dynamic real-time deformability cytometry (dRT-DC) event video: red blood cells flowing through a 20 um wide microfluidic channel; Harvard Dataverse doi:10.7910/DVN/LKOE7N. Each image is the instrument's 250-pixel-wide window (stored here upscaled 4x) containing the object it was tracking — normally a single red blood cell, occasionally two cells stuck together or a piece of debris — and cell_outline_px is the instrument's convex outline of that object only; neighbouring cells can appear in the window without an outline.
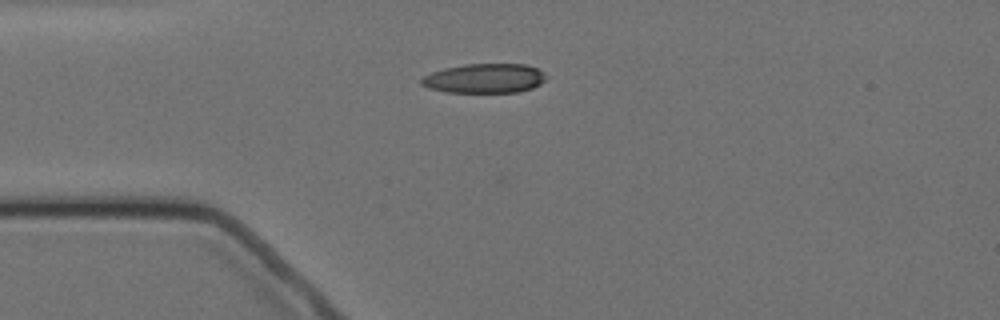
{"species": "Egyptian fruit bat (a non-hibernating species)", "species_latin": "Rousettus aegyptiacus", "temperature_condition": "cold", "stored_images_in_passage": 4, "camera_frame_rate_fps": 3000, "um_per_image_px": 0.085, "animal": {"sex": "female"}, "frame": {"image": 1, "passage_image": 1, "time_ms": 0.0, "image_size_px": [1000, 320], "cell_outline_px": [[548, 76], [540, 84], [532, 88], [516, 92], [448, 92], [428, 88], [420, 84], [420, 80], [424, 76], [432, 72], [444, 68], [464, 64], [524, 64], [536, 68], [544, 72]], "centroid_in_image_um": [41.18, 6.66], "position_along_channel_um": 43.8, "area_um2": 21.39}}
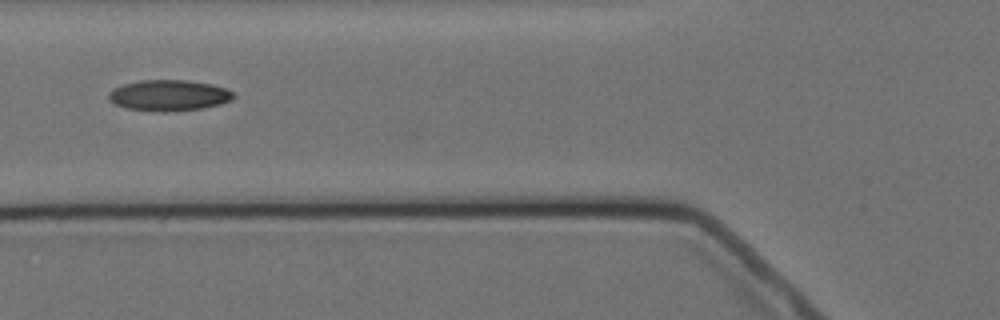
{"frame": {"image": 2, "passage_image": 3, "time_ms": 2.333, "image_size_px": [1000, 320], "cell_outline_px": [[232, 96], [228, 100], [220, 104], [204, 108], [164, 112], [160, 112], [124, 108], [108, 100], [108, 92], [112, 88], [124, 84], [140, 80], [188, 80], [212, 84], [224, 88], [232, 92]], "centroid_in_image_um": [14.28, 8.11], "position_along_channel_um": 111.5, "area_um2": 22.48}}
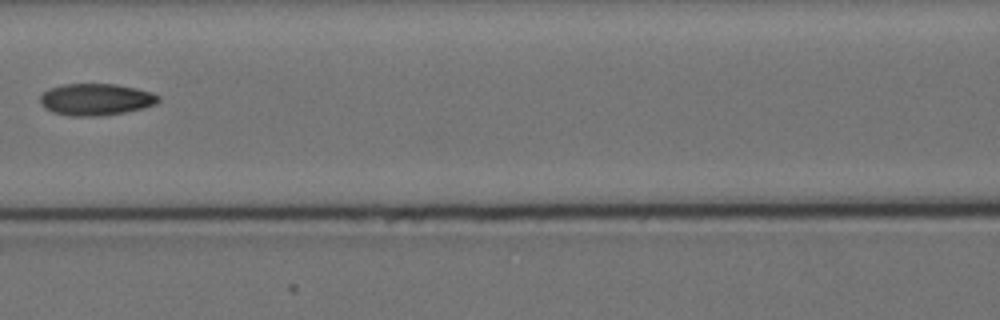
{"frame": {"image": 3, "passage_image": 4, "time_ms": 3.667, "image_size_px": [1000, 320], "cell_outline_px": [[160, 100], [156, 104], [124, 112], [100, 116], [72, 116], [52, 112], [44, 108], [40, 100], [40, 96], [48, 88], [64, 84], [116, 84], [136, 88], [152, 92], [160, 96]], "centroid_in_image_um": [8.14, 8.45], "position_along_channel_um": 158.5, "area_um2": 21.91}}